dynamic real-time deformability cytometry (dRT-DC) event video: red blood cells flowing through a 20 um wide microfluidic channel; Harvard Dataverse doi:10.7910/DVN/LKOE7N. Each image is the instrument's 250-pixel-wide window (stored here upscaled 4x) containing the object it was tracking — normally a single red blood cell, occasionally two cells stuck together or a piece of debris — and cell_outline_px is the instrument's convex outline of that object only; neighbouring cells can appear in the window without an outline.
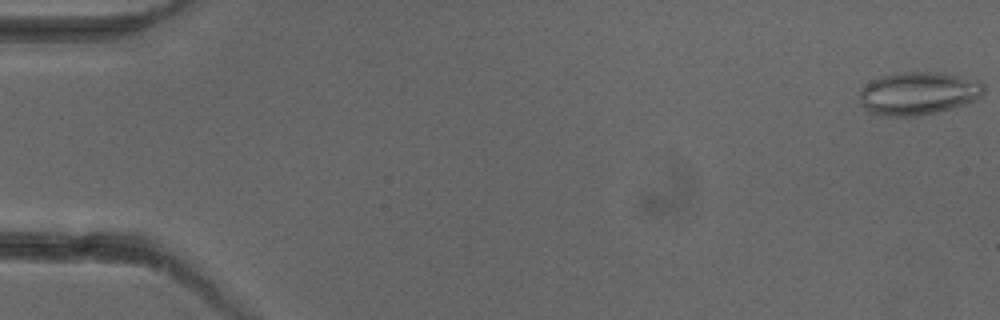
{"species": "common noctule bat (a hibernating species)", "species_latin": "Nyctalus noctula", "temperature_condition": "cold", "stored_images_in_passage": 7, "camera_frame_rate_fps": 3000, "um_per_image_px": 0.085, "animal": {"sex": "female"}, "frame": {"image": 1, "passage_image": 1, "time_ms": 0.0, "image_size_px": [1000, 320], "cell_outline_px": [[984, 92], [976, 100], [952, 108], [936, 112], [916, 116], [884, 116], [868, 112], [860, 104], [860, 88], [864, 84], [880, 76], [896, 72], [944, 72], [980, 80], [984, 84]], "centroid_in_image_um": [78.04, 7.92], "position_along_channel_um": 7.0, "area_um2": 31.62}}
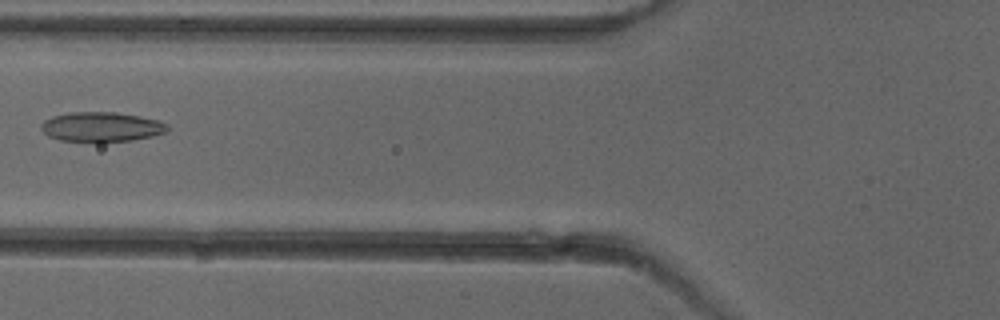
{"frame": {"image": 2, "passage_image": 6, "time_ms": 6.667, "image_size_px": [1000, 320], "cell_outline_px": [[168, 132], [152, 136], [132, 140], [100, 144], [96, 144], [60, 140], [48, 136], [40, 128], [40, 124], [44, 120], [52, 116], [72, 112], [116, 112], [140, 116], [160, 120], [168, 124]], "centroid_in_image_um": [8.63, 10.82], "position_along_channel_um": 117.2, "area_um2": 22.66}}
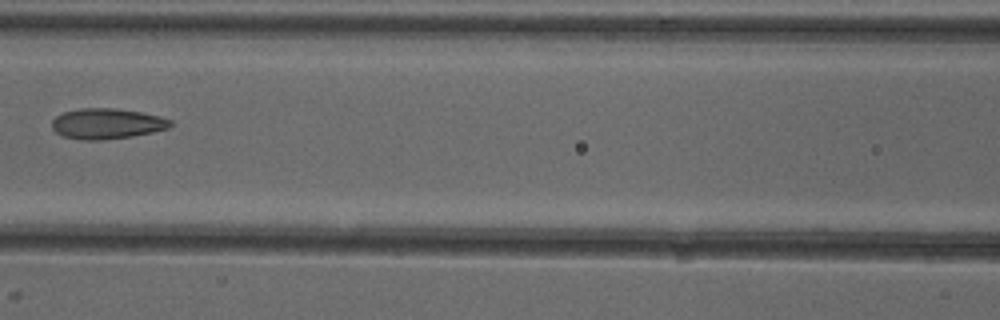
{"frame": {"image": 3, "passage_image": 7, "time_ms": 7.667, "image_size_px": [1000, 320], "cell_outline_px": [[172, 124], [168, 128], [152, 132], [132, 136], [104, 140], [80, 140], [64, 136], [56, 132], [52, 128], [52, 120], [56, 116], [64, 112], [80, 108], [116, 108], [140, 112], [160, 116], [172, 120]], "centroid_in_image_um": [9.08, 10.51], "position_along_channel_um": 157.5, "area_um2": 21.1}}